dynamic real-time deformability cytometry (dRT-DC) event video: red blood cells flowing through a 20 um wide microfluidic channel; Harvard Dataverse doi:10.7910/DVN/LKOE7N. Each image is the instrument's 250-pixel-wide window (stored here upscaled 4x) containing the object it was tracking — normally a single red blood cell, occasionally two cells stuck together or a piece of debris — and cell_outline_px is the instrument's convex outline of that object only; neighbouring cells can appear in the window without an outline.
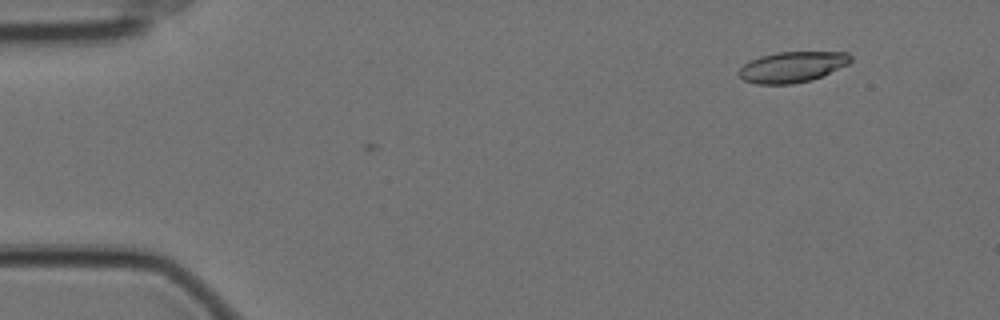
{"species": "Egyptian fruit bat (a non-hibernating species)", "species_latin": "Rousettus aegyptiacus", "temperature_condition": "cold", "stored_images_in_passage": 4, "camera_frame_rate_fps": 3000, "um_per_image_px": 0.085, "animal": {"sex": "female"}, "frame": {"image": 1, "passage_image": 4, "time_ms": 1.0, "image_size_px": [1000, 320], "cell_outline_px": [[852, 60], [848, 64], [812, 80], [792, 84], [756, 84], [744, 80], [736, 72], [744, 64], [760, 56], [776, 52], [848, 52], [852, 56]], "centroid_in_image_um": [67.33, 5.69], "position_along_channel_um": 17.7, "area_um2": 20.0}}